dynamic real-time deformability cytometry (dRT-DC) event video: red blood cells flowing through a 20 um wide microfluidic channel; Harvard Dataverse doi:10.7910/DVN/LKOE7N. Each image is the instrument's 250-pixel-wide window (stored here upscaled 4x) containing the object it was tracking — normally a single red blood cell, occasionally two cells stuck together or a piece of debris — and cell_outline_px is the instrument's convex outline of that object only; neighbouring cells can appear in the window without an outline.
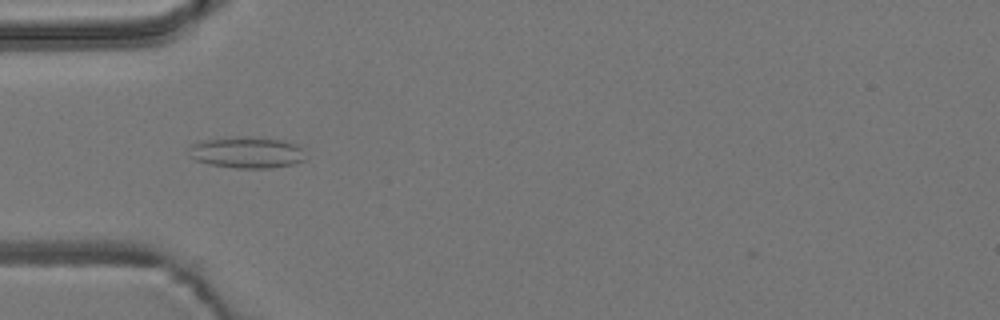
{"species": "common noctule bat (a hibernating species)", "species_latin": "Nyctalus noctula", "temperature_condition": "room temperature", "stored_images_in_passage": 42, "camera_frame_rate_fps": 3000, "um_per_image_px": 0.085, "animal": {"sex": "male", "body_mass_g": 19.2, "forearm_length_mm": 51.8}, "frame": {"image": 1, "passage_image": 5, "time_ms": 1.333, "image_size_px": [1000, 320], "cell_outline_px": [[304, 160], [292, 164], [268, 168], [236, 168], [208, 164], [196, 160], [188, 156], [188, 148], [192, 144], [204, 140], [236, 136], [260, 136], [284, 140], [296, 144], [300, 148]], "centroid_in_image_um": [20.92, 12.94], "position_along_channel_um": 64.1, "area_um2": 21.5}}
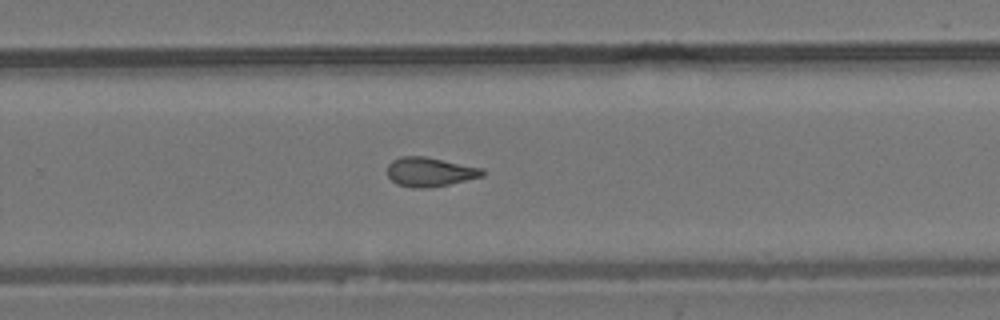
{"frame": {"image": 2, "passage_image": 23, "time_ms": 7.333, "image_size_px": [1000, 320], "cell_outline_px": [[484, 176], [448, 184], [428, 188], [412, 188], [396, 184], [388, 176], [388, 164], [392, 160], [400, 156], [424, 156], [484, 168]], "centroid_in_image_um": [36.53, 14.61], "position_along_channel_um": 293.3, "area_um2": 16.24}}
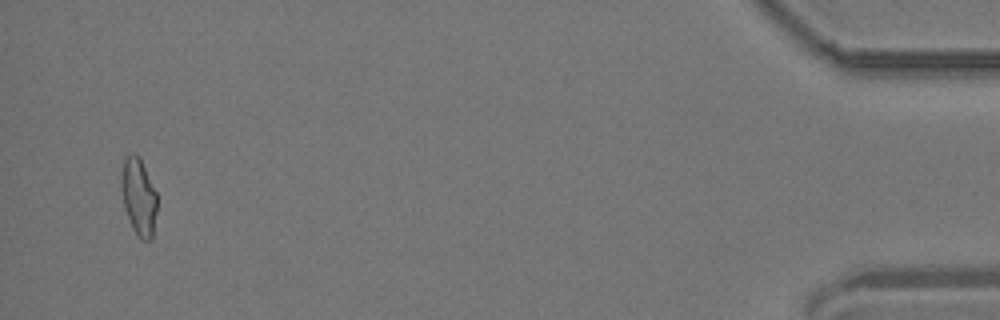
{"frame": {"image": 3, "passage_image": 40, "time_ms": 13.0, "image_size_px": [1000, 320], "cell_outline_px": [[156, 212], [152, 236], [148, 240], [140, 240], [132, 228], [124, 204], [120, 184], [120, 180], [124, 160], [132, 152], [136, 152], [156, 192]], "centroid_in_image_um": [11.77, 16.73], "position_along_channel_um": 423.4, "area_um2": 15.66}, "authors_computed_cell_mechanics": {"area_um2": 16.1262, "velocity_mm_per_s": 3.8359, "shape_relaxation_time_tau1_ms": null, "shape_relaxation_time_tau2_ms": 2.6639, "deformation_change_tau1": null, "deformation_change_tau2": 0.1101}}